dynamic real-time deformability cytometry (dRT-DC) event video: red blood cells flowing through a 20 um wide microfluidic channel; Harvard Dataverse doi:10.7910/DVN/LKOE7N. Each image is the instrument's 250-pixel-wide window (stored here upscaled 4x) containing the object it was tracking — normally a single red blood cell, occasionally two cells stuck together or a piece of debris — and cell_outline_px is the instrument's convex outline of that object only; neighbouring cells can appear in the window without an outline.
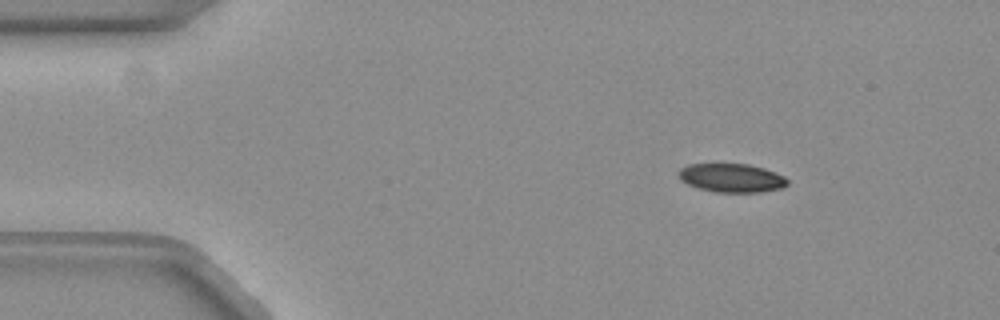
{"species": "common noctule bat (a hibernating species)", "species_latin": "Nyctalus noctula", "temperature_condition": "warm", "stored_images_in_passage": 48, "camera_frame_rate_fps": 3000, "um_per_image_px": 0.085, "animal": {"sex": "female", "body_mass_g": 19.3, "forearm_length_mm": 54.1}, "frame": {"image": 1, "passage_image": 2, "time_ms": 0.333, "image_size_px": [1000, 320], "cell_outline_px": [[788, 184], [784, 188], [760, 192], [716, 192], [700, 188], [688, 184], [680, 180], [676, 172], [680, 168], [688, 164], [748, 164], [764, 168], [776, 172], [784, 176], [788, 180]], "centroid_in_image_um": [62.19, 15.12], "position_along_channel_um": 22.8, "area_um2": 18.32}}
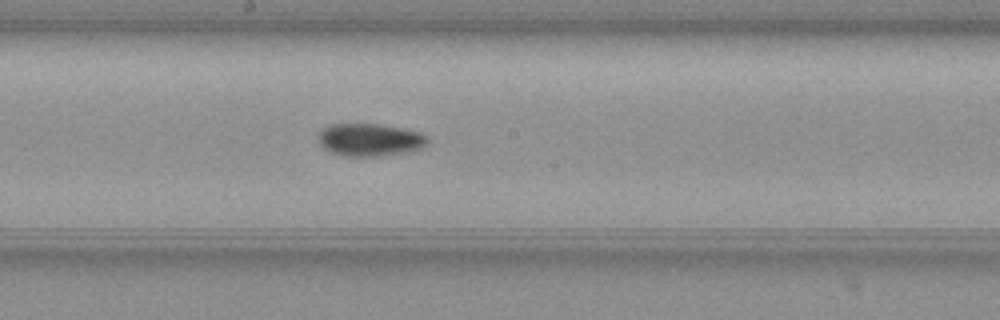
{"frame": {"image": 2, "passage_image": 23, "time_ms": 7.333, "image_size_px": [1000, 320], "cell_outline_px": [[428, 144], [424, 148], [412, 152], [380, 156], [340, 156], [328, 152], [320, 144], [320, 132], [328, 124], [380, 124], [420, 132], [428, 136]], "centroid_in_image_um": [31.49, 11.9], "position_along_channel_um": 216.7, "area_um2": 21.1}}
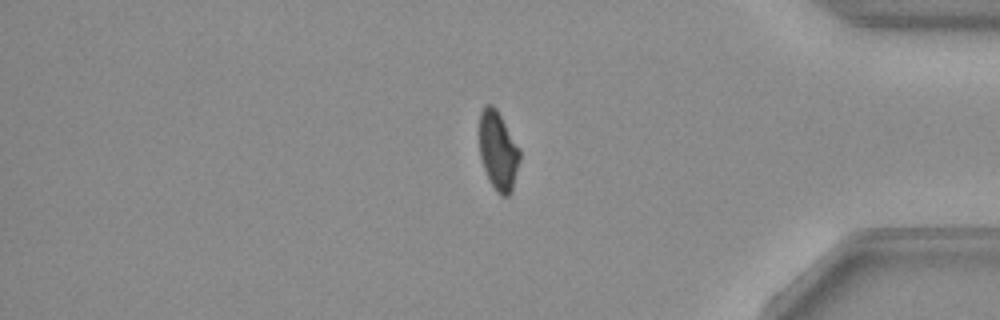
{"frame": {"image": 3, "passage_image": 39, "time_ms": 12.667, "image_size_px": [1000, 320], "cell_outline_px": [[520, 160], [512, 192], [508, 196], [500, 196], [496, 192], [484, 168], [480, 156], [480, 112], [488, 104], [492, 104], [496, 108], [520, 148]], "centroid_in_image_um": [42.37, 12.84], "position_along_channel_um": 392.8, "area_um2": 18.5}}